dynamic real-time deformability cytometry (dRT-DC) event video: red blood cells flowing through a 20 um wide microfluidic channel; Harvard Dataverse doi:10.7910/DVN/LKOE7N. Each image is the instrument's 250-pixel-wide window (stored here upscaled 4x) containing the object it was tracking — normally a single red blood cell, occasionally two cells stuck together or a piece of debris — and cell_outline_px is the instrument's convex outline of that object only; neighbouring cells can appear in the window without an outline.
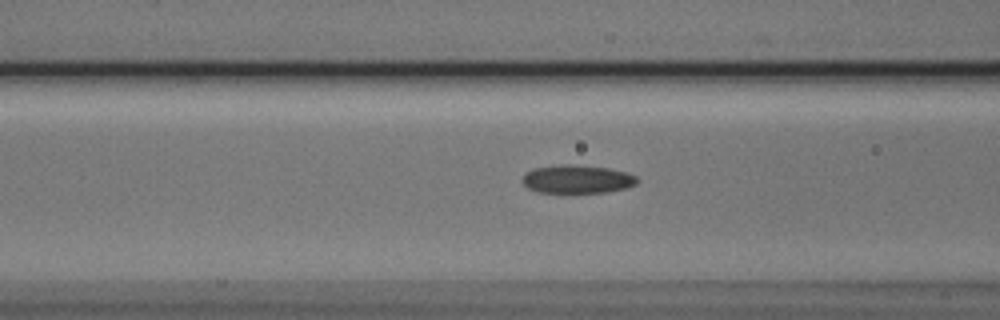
{"species": "Egyptian fruit bat (a non-hibernating species)", "species_latin": "Rousettus aegyptiacus", "temperature_condition": "cold", "stored_images_in_passage": 33, "camera_frame_rate_fps": 3000, "um_per_image_px": 0.085, "animal": {"sex": "male"}, "frame": {"image": 1, "passage_image": 5, "time_ms": 1.333, "image_size_px": [1000, 320], "cell_outline_px": [[636, 184], [624, 188], [604, 192], [536, 192], [528, 188], [520, 180], [524, 172], [536, 168], [564, 164], [568, 164], [608, 168], [624, 172], [636, 176]], "centroid_in_image_um": [48.98, 15.22], "position_along_channel_um": 117.6, "area_um2": 18.67}}
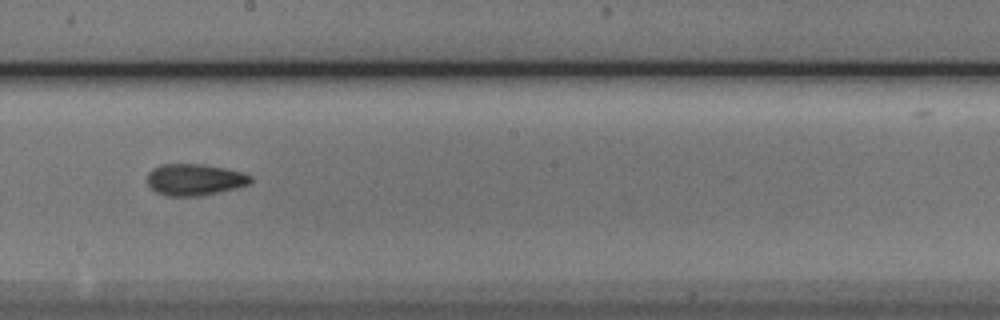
{"frame": {"image": 2, "passage_image": 14, "time_ms": 4.333, "image_size_px": [1000, 320], "cell_outline_px": [[252, 180], [248, 184], [236, 188], [200, 196], [164, 196], [156, 192], [148, 184], [148, 172], [152, 168], [160, 164], [204, 164], [224, 168], [240, 172], [252, 176]], "centroid_in_image_um": [16.51, 15.27], "position_along_channel_um": 231.7, "area_um2": 19.02}}
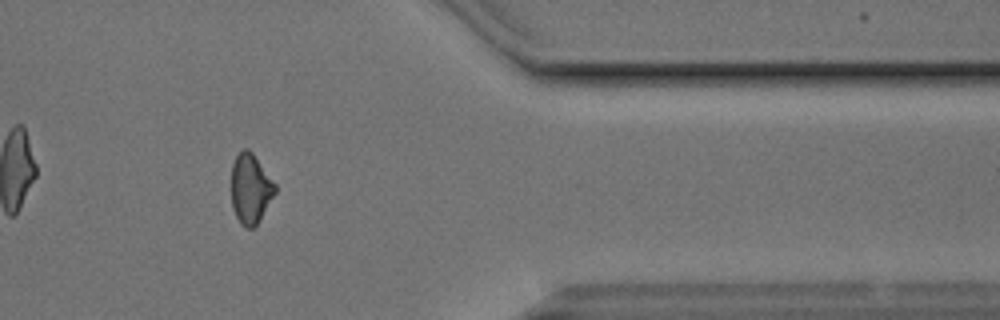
{"frame": {"image": 3, "passage_image": 28, "time_ms": 9.0, "image_size_px": [1000, 320], "cell_outline_px": [[276, 192], [260, 220], [252, 228], [244, 228], [240, 224], [232, 208], [232, 164], [236, 156], [244, 148], [248, 148], [252, 152], [276, 184]], "centroid_in_image_um": [21.29, 16.05], "position_along_channel_um": 390.1, "area_um2": 17.8}}